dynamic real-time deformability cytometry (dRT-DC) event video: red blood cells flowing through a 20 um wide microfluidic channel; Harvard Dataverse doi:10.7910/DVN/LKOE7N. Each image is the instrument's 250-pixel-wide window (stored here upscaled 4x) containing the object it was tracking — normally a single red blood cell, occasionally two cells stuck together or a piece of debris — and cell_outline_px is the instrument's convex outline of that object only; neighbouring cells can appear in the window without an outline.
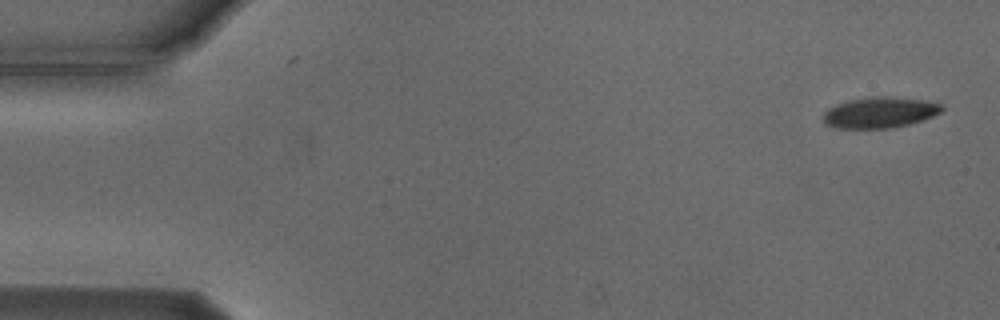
{"species": "Egyptian fruit bat (a non-hibernating species)", "species_latin": "Rousettus aegyptiacus", "temperature_condition": "cold", "stored_images_in_passage": 9, "camera_frame_rate_fps": 3000, "um_per_image_px": 0.085, "animal": {"sex": "male"}, "frame": {"image": 1, "passage_image": 1, "time_ms": 0.0, "image_size_px": [1000, 320], "cell_outline_px": [[944, 108], [940, 112], [924, 120], [892, 128], [836, 128], [824, 124], [824, 112], [828, 108], [836, 104], [848, 100], [872, 96], [884, 96], [920, 100], [940, 104]], "centroid_in_image_um": [74.74, 9.57], "position_along_channel_um": 10.3, "area_um2": 21.21}}
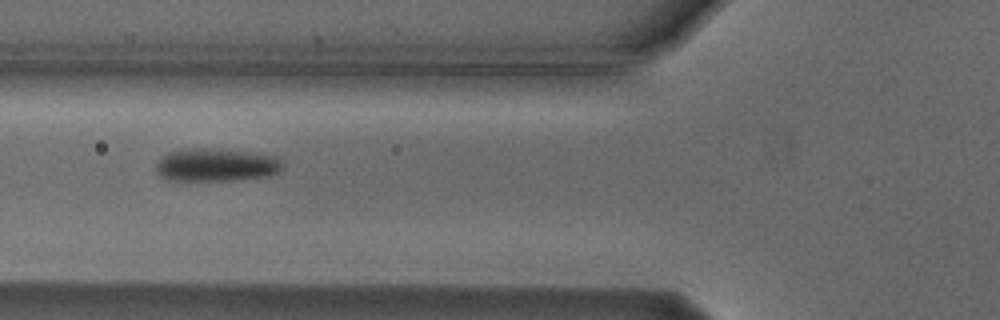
{"frame": {"image": 2, "passage_image": 6, "time_ms": 6.0, "image_size_px": [1000, 320], "cell_outline_px": [[284, 168], [268, 176], [232, 180], [168, 180], [160, 176], [156, 172], [156, 164], [160, 156], [168, 152], [180, 148], [212, 148], [256, 152], [276, 156], [284, 164]], "centroid_in_image_um": [18.35, 13.99], "position_along_channel_um": 107.4, "area_um2": 24.8}}
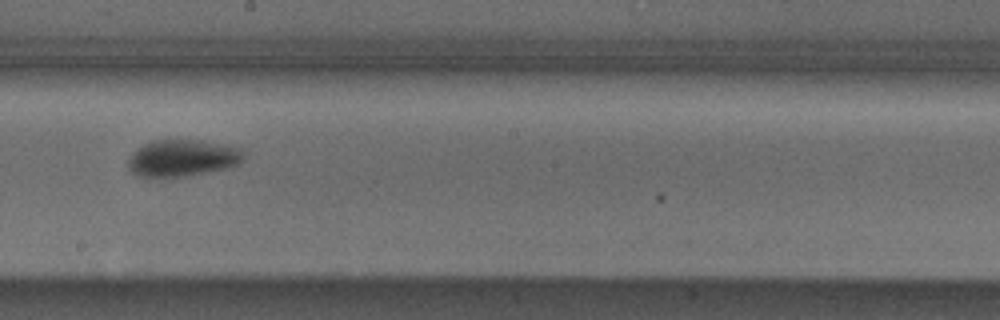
{"frame": {"image": 3, "passage_image": 9, "time_ms": 9.333, "image_size_px": [1000, 320], "cell_outline_px": [[244, 160], [228, 168], [188, 176], [136, 176], [128, 168], [128, 160], [132, 152], [136, 148], [152, 140], [200, 140], [224, 144], [244, 148]], "centroid_in_image_um": [15.53, 13.42], "position_along_channel_um": 232.7, "area_um2": 24.97}}